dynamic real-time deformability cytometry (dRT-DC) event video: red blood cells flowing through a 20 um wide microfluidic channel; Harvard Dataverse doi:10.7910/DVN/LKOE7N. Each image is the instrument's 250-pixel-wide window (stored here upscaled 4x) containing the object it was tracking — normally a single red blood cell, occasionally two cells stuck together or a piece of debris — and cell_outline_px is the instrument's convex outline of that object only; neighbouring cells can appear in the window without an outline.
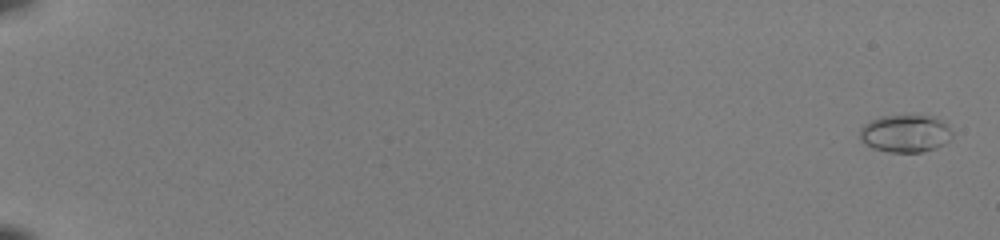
{"species": "common noctule bat (a hibernating species)", "species_latin": "Nyctalus noctula", "temperature_condition": "room temperature", "stored_images_in_passage": 53, "camera_frame_rate_fps": 3000, "um_per_image_px": 0.085, "animal": {"sex": "female", "body_mass_g": 22.0, "forearm_length_mm": 56.7}, "frame": {"image": 1, "passage_image": 2, "time_ms": 0.333, "image_size_px": [1000, 240], "cell_outline_px": [[952, 140], [936, 148], [920, 152], [888, 152], [872, 148], [860, 140], [860, 128], [864, 124], [880, 116], [912, 112], [936, 116], [952, 132]], "centroid_in_image_um": [76.96, 11.3], "position_along_channel_um": 8.0, "area_um2": 20.98}}
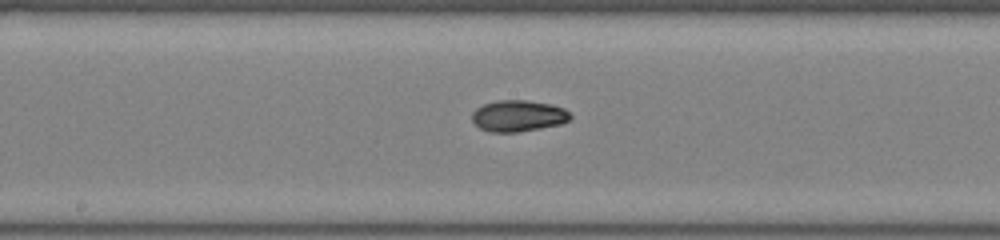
{"frame": {"image": 2, "passage_image": 32, "time_ms": 10.333, "image_size_px": [1000, 240], "cell_outline_px": [[572, 116], [568, 120], [560, 124], [540, 128], [516, 132], [488, 132], [480, 128], [472, 120], [472, 112], [476, 108], [484, 104], [496, 100], [528, 100], [552, 104], [564, 108]], "centroid_in_image_um": [44.03, 9.84], "position_along_channel_um": 204.2, "area_um2": 17.98}}
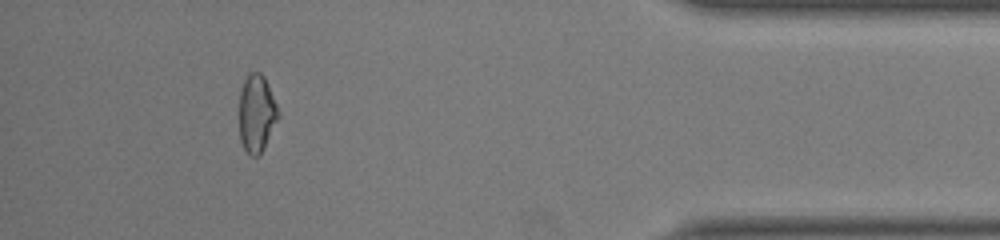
{"frame": {"image": 3, "passage_image": 50, "time_ms": 16.333, "image_size_px": [1000, 240], "cell_outline_px": [[280, 116], [264, 148], [256, 156], [252, 156], [244, 148], [240, 140], [240, 92], [244, 80], [248, 72], [260, 72], [264, 76], [280, 112]], "centroid_in_image_um": [21.83, 9.62], "position_along_channel_um": 413.4, "area_um2": 17.57}, "authors_computed_cell_mechanics": {"area_um2": 17.8024, "velocity_mm_per_s": 4.0938, "shape_relaxation_time_tau1_ms": 3.1007, "shape_relaxation_time_tau2_ms": 3.8944, "deformation_change_tau1": 0.1116, "deformation_change_tau2": 0.0782}}